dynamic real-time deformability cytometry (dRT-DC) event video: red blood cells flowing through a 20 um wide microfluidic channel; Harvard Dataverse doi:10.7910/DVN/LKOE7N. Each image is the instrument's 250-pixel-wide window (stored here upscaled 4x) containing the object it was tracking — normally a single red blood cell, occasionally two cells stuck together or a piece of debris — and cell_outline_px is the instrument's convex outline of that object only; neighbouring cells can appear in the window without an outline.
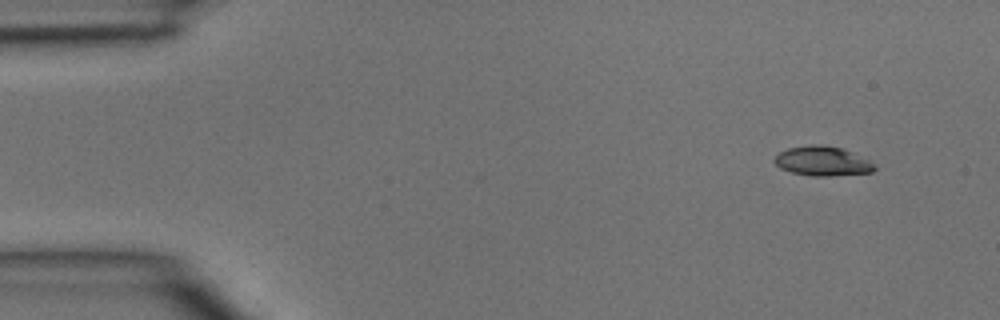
{"species": "common noctule bat (a hibernating species)", "species_latin": "Nyctalus noctula", "temperature_condition": "room temperature", "stored_images_in_passage": 4, "camera_frame_rate_fps": 3000, "um_per_image_px": 0.085, "animal": {"sex": "male", "body_mass_g": 15.6}, "frame": {"image": 1, "passage_image": 1, "time_ms": 0.0, "image_size_px": [1000, 320], "cell_outline_px": [[876, 168], [872, 172], [828, 176], [812, 176], [792, 172], [780, 168], [772, 160], [780, 152], [788, 148], [812, 144], [820, 144], [840, 148], [868, 160], [876, 164]], "centroid_in_image_um": [69.89, 13.7], "position_along_channel_um": 15.1, "area_um2": 16.99}}
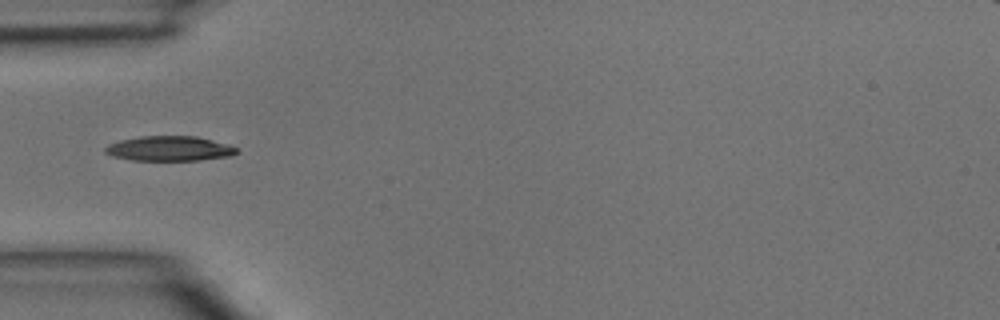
{"frame": {"image": 2, "passage_image": 3, "time_ms": 0.667, "image_size_px": [1000, 320], "cell_outline_px": [[240, 152], [232, 156], [200, 160], [132, 160], [112, 156], [104, 152], [104, 148], [108, 144], [120, 140], [140, 136], [196, 136], [228, 144], [240, 148]], "centroid_in_image_um": [14.44, 12.62], "position_along_channel_um": 70.6, "area_um2": 19.25}}
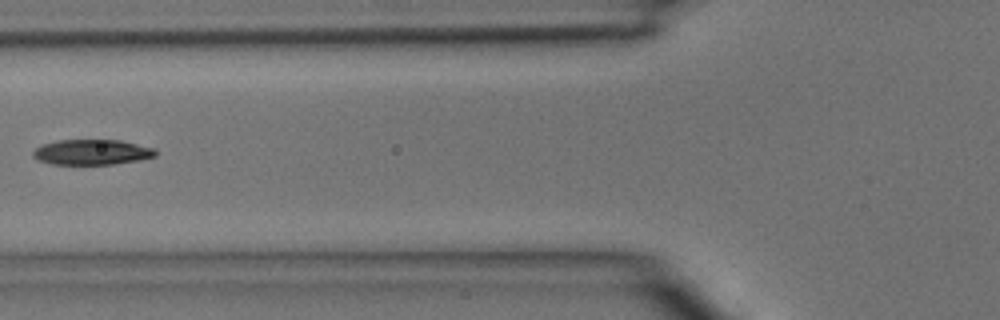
{"frame": {"image": 3, "passage_image": 4, "time_ms": 1.0, "image_size_px": [1000, 320], "cell_outline_px": [[156, 156], [140, 160], [116, 164], [52, 164], [36, 160], [32, 156], [32, 152], [36, 148], [44, 144], [60, 140], [120, 140], [152, 148], [156, 152]], "centroid_in_image_um": [7.79, 12.94], "position_along_channel_um": 118.0, "area_um2": 17.98}}